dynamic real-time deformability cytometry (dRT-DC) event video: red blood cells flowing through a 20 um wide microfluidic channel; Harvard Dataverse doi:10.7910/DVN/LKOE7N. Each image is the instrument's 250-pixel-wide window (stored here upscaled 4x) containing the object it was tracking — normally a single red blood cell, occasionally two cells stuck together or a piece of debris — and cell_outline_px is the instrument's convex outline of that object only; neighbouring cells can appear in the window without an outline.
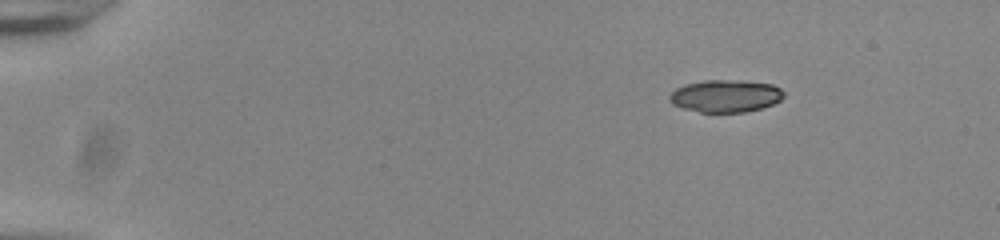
{"species": "common noctule bat (a hibernating species)", "species_latin": "Nyctalus noctula", "temperature_condition": "room temperature", "stored_images_in_passage": 47, "camera_frame_rate_fps": 3000, "um_per_image_px": 0.085, "animal": {"sex": "male", "body_mass_g": 20.0, "forearm_length_mm": 53.3}, "frame": {"image": 1, "passage_image": 1, "time_ms": 0.0, "image_size_px": [1000, 240], "cell_outline_px": [[784, 96], [780, 100], [772, 104], [760, 108], [744, 112], [700, 112], [684, 108], [672, 104], [668, 100], [668, 96], [676, 88], [684, 84], [704, 80], [724, 80], [772, 84], [780, 88], [784, 92]], "centroid_in_image_um": [61.63, 8.16], "position_along_channel_um": 23.4, "area_um2": 21.39}}
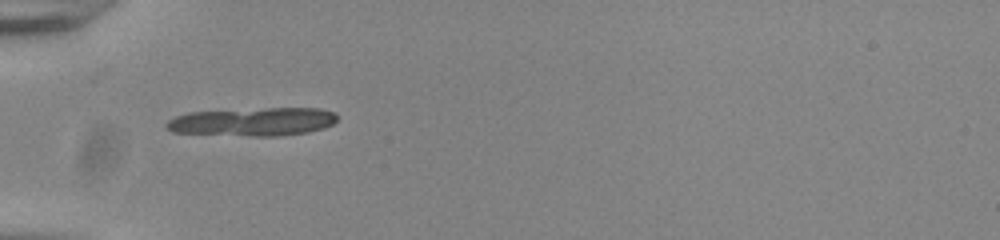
{"frame": {"image": 2, "passage_image": 12, "time_ms": 3.667, "image_size_px": [1000, 240], "cell_outline_px": [[336, 120], [332, 124], [324, 128], [308, 132], [276, 136], [252, 136], [172, 132], [164, 124], [168, 120], [176, 116], [188, 112], [268, 108], [320, 108], [332, 112], [336, 116]], "centroid_in_image_um": [21.49, 10.35], "position_along_channel_um": 63.5, "area_um2": 28.03}}